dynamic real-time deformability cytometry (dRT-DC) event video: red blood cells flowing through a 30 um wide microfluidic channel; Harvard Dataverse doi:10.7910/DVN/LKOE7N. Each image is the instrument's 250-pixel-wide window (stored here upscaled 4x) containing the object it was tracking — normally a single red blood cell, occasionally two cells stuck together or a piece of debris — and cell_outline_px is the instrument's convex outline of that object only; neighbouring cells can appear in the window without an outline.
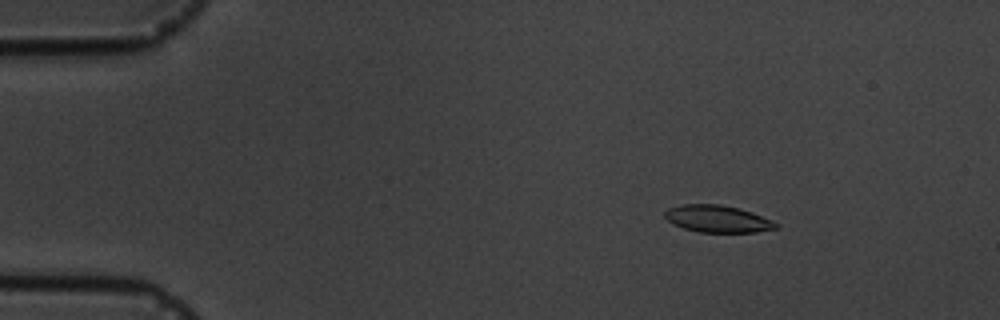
{"species": "common noctule bat (a hibernating species)", "species_latin": "Nyctalus noctula", "temperature_condition": "cold", "stored_images_in_passage": 15, "camera_frame_rate_fps": 3000, "um_per_image_px": 0.085, "animal": {"sex": "male", "body_mass_g": 19.5, "forearm_length_mm": 54.6}, "frame": {"image": 1, "passage_image": 3, "time_ms": 2.0, "image_size_px": [1000, 320], "cell_outline_px": [[780, 228], [756, 232], [700, 232], [684, 228], [672, 224], [664, 216], [664, 212], [668, 208], [684, 204], [720, 204], [740, 208], [752, 212], [772, 220], [780, 224]], "centroid_in_image_um": [61.03, 18.6], "position_along_channel_um": 24.0, "area_um2": 17.69}}
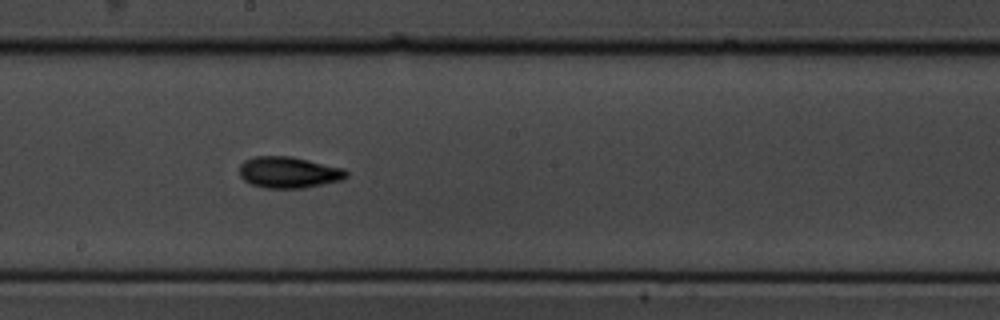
{"frame": {"image": 2, "passage_image": 9, "time_ms": 9.667, "image_size_px": [1000, 320], "cell_outline_px": [[348, 176], [340, 180], [304, 188], [264, 188], [252, 184], [244, 180], [240, 176], [240, 164], [244, 160], [256, 156], [292, 156], [344, 168], [348, 172]], "centroid_in_image_um": [24.54, 14.64], "position_along_channel_um": 223.7, "area_um2": 19.54}}
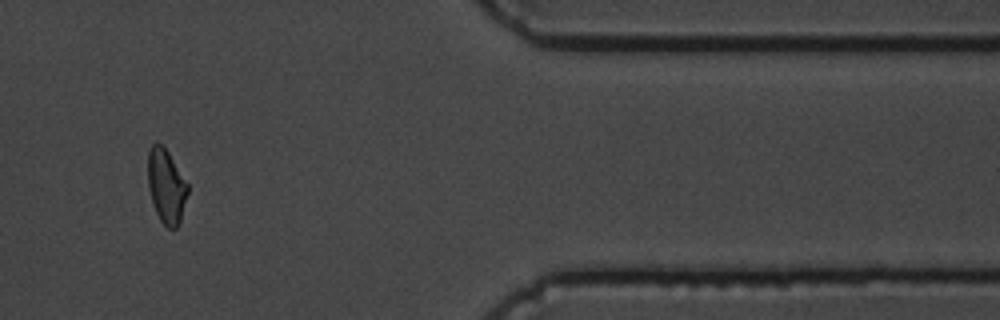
{"frame": {"image": 3, "passage_image": 14, "time_ms": 15.333, "image_size_px": [1000, 320], "cell_outline_px": [[188, 192], [180, 220], [176, 228], [168, 228], [160, 220], [156, 212], [148, 188], [148, 152], [152, 144], [156, 140], [168, 152], [188, 184]], "centroid_in_image_um": [14.12, 15.8], "position_along_channel_um": 397.3, "area_um2": 16.99}, "authors_computed_cell_mechanics": {"area_um2": 17.6868, "velocity_mm_per_s": 3.5963, "shape_relaxation_time_tau1_ms": 1.8247, "shape_relaxation_time_tau2_ms": 4.3849, "deformation_change_tau1": 0.1016, "deformation_change_tau2": 0.0977}}